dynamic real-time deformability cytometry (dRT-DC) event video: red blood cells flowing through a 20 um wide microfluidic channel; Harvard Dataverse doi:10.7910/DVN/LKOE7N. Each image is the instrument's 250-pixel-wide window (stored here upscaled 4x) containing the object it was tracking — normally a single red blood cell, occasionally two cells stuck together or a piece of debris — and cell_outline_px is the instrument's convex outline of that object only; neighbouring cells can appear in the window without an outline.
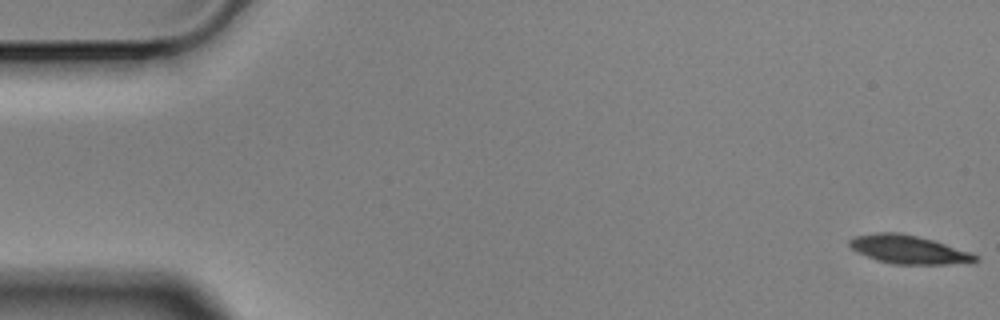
{"species": "Egyptian fruit bat (a non-hibernating species)", "species_latin": "Rousettus aegyptiacus", "temperature_condition": "cold", "stored_images_in_passage": 57, "camera_frame_rate_fps": 3000, "um_per_image_px": 0.085, "animal": {"sex": "male"}, "frame": {"image": 1, "passage_image": 1, "time_ms": 0.0, "image_size_px": [1000, 320], "cell_outline_px": [[980, 260], [976, 264], [896, 264], [876, 260], [856, 252], [848, 244], [848, 240], [852, 236], [876, 232], [896, 232], [916, 236], [932, 240], [972, 252], [980, 256]], "centroid_in_image_um": [77.29, 21.22], "position_along_channel_um": 7.7, "area_um2": 21.27}}
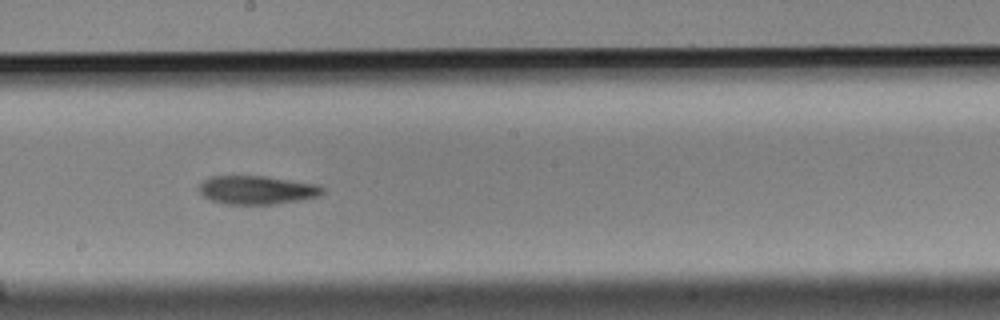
{"frame": {"image": 2, "passage_image": 31, "time_ms": 10.0, "image_size_px": [1000, 320], "cell_outline_px": [[324, 192], [316, 196], [300, 200], [272, 204], [224, 204], [208, 200], [200, 192], [200, 184], [208, 176], [264, 176], [320, 184], [324, 188]], "centroid_in_image_um": [21.83, 16.14], "position_along_channel_um": 226.4, "area_um2": 20.58}}
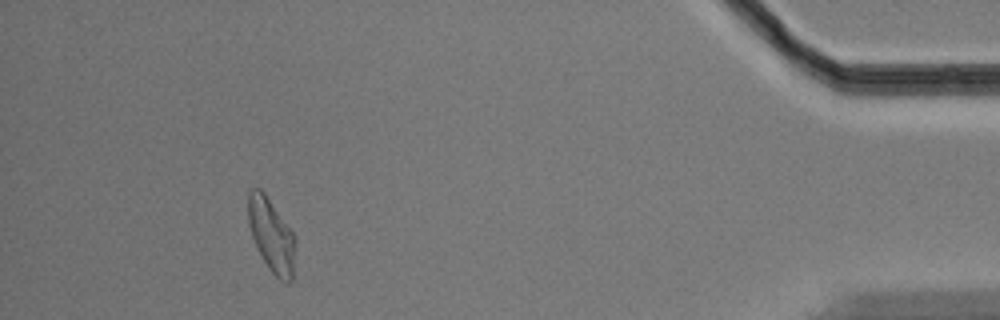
{"frame": {"image": 3, "passage_image": 52, "time_ms": 17.0, "image_size_px": [1000, 320], "cell_outline_px": [[296, 240], [292, 280], [288, 284], [280, 280], [272, 272], [264, 260], [252, 236], [248, 224], [248, 192], [252, 188], [260, 188], [264, 192], [292, 232]], "centroid_in_image_um": [23.07, 19.99], "position_along_channel_um": 412.1, "area_um2": 19.88}, "authors_computed_cell_mechanics": {"area_um2": 20.5768, "velocity_mm_per_s": 3.535, "shape_relaxation_time_tau1_ms": 5.4506, "shape_relaxation_time_tau2_ms": 7.4766, "deformation_change_tau1": 0.1665, "deformation_change_tau2": 0.1786}}